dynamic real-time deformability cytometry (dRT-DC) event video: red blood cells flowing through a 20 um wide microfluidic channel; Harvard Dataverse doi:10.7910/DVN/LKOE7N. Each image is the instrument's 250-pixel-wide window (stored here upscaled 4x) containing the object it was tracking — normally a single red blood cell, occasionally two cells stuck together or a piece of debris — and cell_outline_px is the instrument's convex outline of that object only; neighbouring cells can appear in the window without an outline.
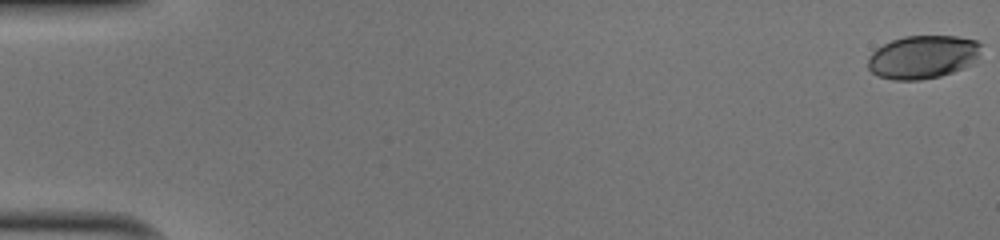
{"species": "human", "species_latin": "Homo sapiens", "temperature_condition": "cold", "stored_images_in_passage": 52, "camera_frame_rate_fps": 3000, "um_per_image_px": 0.085, "donor": {"sex": "male"}, "frame": {"image": 1, "passage_image": 1, "time_ms": 0.0, "image_size_px": [1000, 240], "cell_outline_px": [[980, 44], [976, 64], [940, 76], [920, 80], [892, 80], [876, 76], [868, 68], [868, 56], [876, 48], [892, 40], [904, 36], [956, 36], [976, 40]], "centroid_in_image_um": [78.43, 4.85], "position_along_channel_um": 6.6, "area_um2": 28.78}}
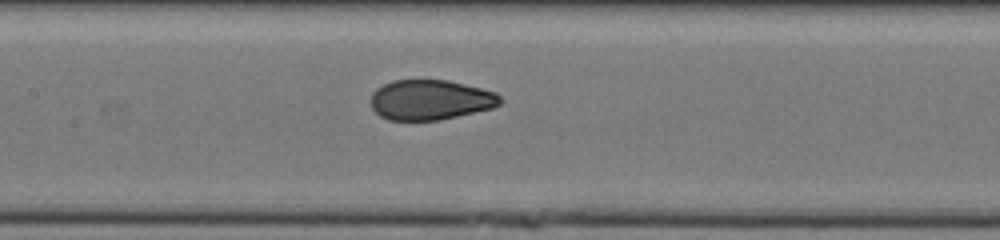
{"frame": {"image": 2, "passage_image": 26, "time_ms": 8.333, "image_size_px": [1000, 240], "cell_outline_px": [[504, 100], [500, 104], [492, 108], [440, 120], [388, 120], [380, 116], [372, 108], [372, 92], [376, 88], [392, 80], [448, 80], [496, 92]], "centroid_in_image_um": [36.59, 8.49], "position_along_channel_um": 170.8, "area_um2": 30.23}}
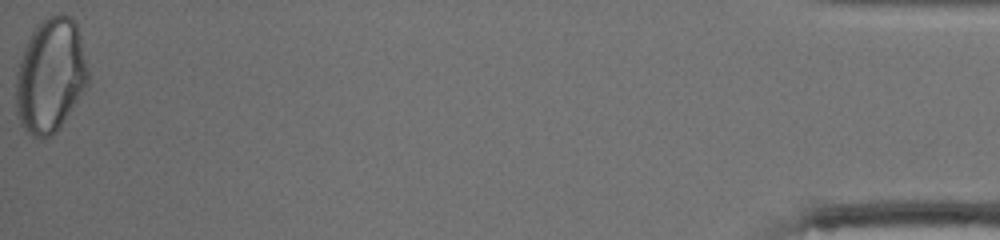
{"frame": {"image": 3, "passage_image": 52, "time_ms": 17.0, "image_size_px": [1000, 240], "cell_outline_px": [[88, 84], [60, 128], [52, 136], [40, 140], [32, 136], [20, 124], [16, 112], [16, 72], [24, 48], [36, 24], [48, 16], [60, 12], [72, 16], [76, 20], [80, 36], [88, 72]], "centroid_in_image_um": [4.28, 6.42], "position_along_channel_um": 430.9, "area_um2": 48.49}, "authors_computed_cell_mechanics": {"area_um2": 30.923, "velocity_mm_per_s": 4.0697, "shape_relaxation_time_tau1_ms": 6.2172, "shape_relaxation_time_tau2_ms": null, "deformation_change_tau1": 0.2056, "deformation_change_tau2": null}}